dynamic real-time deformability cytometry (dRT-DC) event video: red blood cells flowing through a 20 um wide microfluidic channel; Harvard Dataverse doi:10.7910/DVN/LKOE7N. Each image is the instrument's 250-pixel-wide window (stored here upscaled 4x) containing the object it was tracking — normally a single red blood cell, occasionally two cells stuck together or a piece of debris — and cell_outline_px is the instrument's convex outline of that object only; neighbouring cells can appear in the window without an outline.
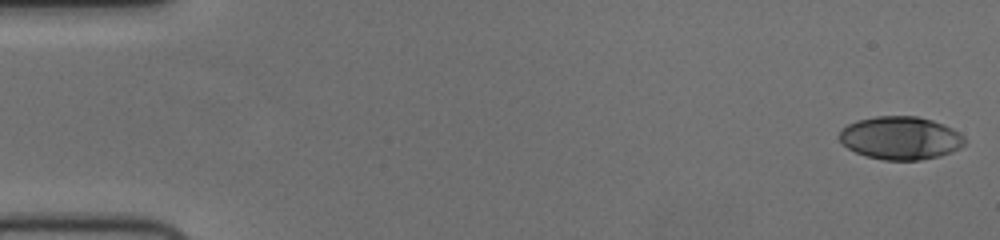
{"species": "human", "species_latin": "Homo sapiens", "temperature_condition": "cold", "stored_images_in_passage": 56, "camera_frame_rate_fps": 3000, "um_per_image_px": 0.085, "donor": {"sex": "female"}, "frame": {"image": 1, "passage_image": 1, "time_ms": 0.0, "image_size_px": [1000, 240], "cell_outline_px": [[964, 144], [960, 148], [952, 152], [940, 156], [920, 160], [884, 160], [864, 156], [848, 148], [840, 140], [840, 132], [848, 124], [856, 120], [876, 116], [916, 116], [932, 120], [944, 124], [960, 132], [964, 136]], "centroid_in_image_um": [76.57, 11.73], "position_along_channel_um": 8.4, "area_um2": 31.5}}
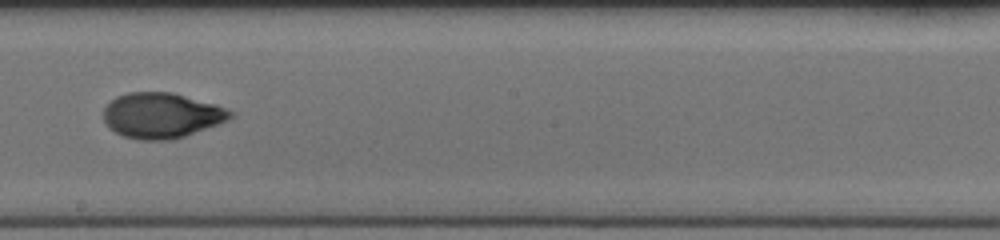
{"frame": {"image": 2, "passage_image": 32, "time_ms": 10.333, "image_size_px": [1000, 240], "cell_outline_px": [[236, 112], [228, 120], [184, 136], [172, 140], [140, 140], [124, 136], [108, 128], [104, 120], [104, 108], [116, 96], [128, 92], [172, 92], [216, 104]], "centroid_in_image_um": [13.73, 9.8], "position_along_channel_um": 234.5, "area_um2": 33.52}}
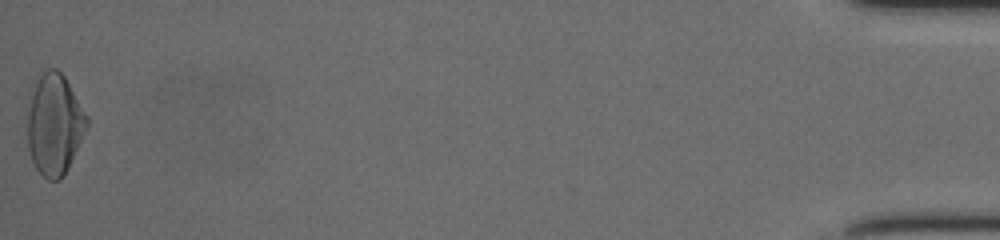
{"frame": {"image": 3, "passage_image": 56, "time_ms": 18.333, "image_size_px": [1000, 240], "cell_outline_px": [[88, 124], [68, 168], [60, 180], [48, 180], [36, 168], [32, 160], [28, 148], [28, 96], [40, 72], [48, 68], [56, 68], [64, 76], [88, 116]], "centroid_in_image_um": [4.6, 10.53], "position_along_channel_um": 430.6, "area_um2": 34.97}, "authors_computed_cell_mechanics": {"area_um2": 32.657, "velocity_mm_per_s": 3.7122, "shape_relaxation_time_tau1_ms": 5.0045, "shape_relaxation_time_tau2_ms": 1.4425, "deformation_change_tau1": 0.1926, "deformation_change_tau2": 0.0512}}